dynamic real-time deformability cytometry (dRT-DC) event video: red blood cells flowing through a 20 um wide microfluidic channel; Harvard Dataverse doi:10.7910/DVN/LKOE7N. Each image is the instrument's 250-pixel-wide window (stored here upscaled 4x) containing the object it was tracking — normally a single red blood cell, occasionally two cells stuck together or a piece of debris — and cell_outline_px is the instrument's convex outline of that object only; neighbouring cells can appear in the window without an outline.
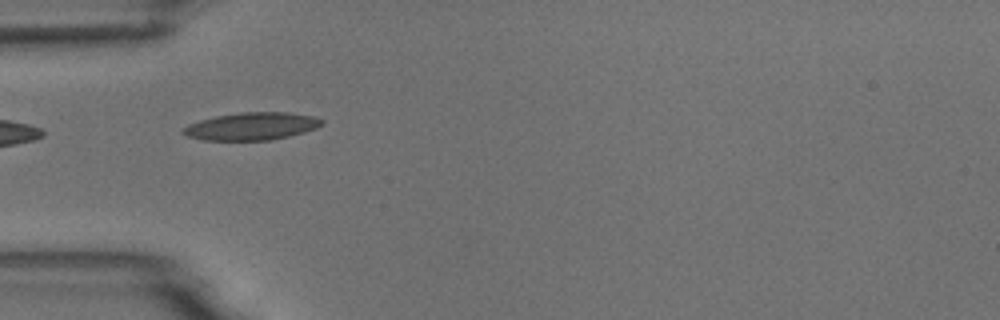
{"species": "common noctule bat (a hibernating species)", "species_latin": "Nyctalus noctula", "temperature_condition": "room temperature", "stored_images_in_passage": 6, "camera_frame_rate_fps": 3000, "um_per_image_px": 0.085, "animal": {"sex": "male", "body_mass_g": 18.8}, "frame": {"image": 1, "passage_image": 5, "time_ms": 4.333, "image_size_px": [1000, 320], "cell_outline_px": [[324, 124], [316, 128], [304, 132], [272, 140], [204, 140], [188, 136], [180, 132], [180, 128], [188, 124], [200, 120], [216, 116], [240, 112], [288, 112], [312, 116], [324, 120]], "centroid_in_image_um": [21.37, 10.73], "position_along_channel_um": 63.6, "area_um2": 22.37}}